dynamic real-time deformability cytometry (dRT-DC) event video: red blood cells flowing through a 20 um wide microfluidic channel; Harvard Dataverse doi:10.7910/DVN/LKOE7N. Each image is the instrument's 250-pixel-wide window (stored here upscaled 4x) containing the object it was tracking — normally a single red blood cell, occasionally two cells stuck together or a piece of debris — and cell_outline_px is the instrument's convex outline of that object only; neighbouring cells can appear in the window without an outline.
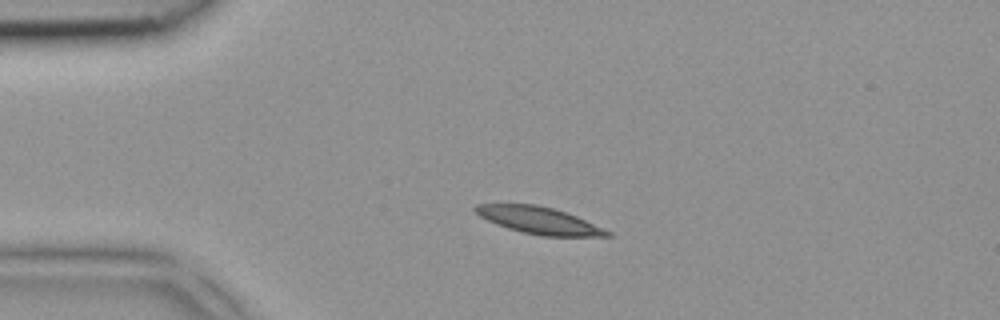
{"species": "common noctule bat (a hibernating species)", "species_latin": "Nyctalus noctula", "temperature_condition": "room temperature", "stored_images_in_passage": 2, "camera_frame_rate_fps": 3000, "um_per_image_px": 0.085, "animal": {"sex": "female", "body_mass_g": 18.4}, "frame": {"image": 1, "passage_image": 1, "time_ms": 0.0, "image_size_px": [1000, 320], "cell_outline_px": [[612, 236], [540, 236], [520, 232], [496, 224], [480, 216], [472, 208], [476, 204], [536, 204], [552, 208], [576, 216], [612, 232]], "centroid_in_image_um": [45.8, 18.74], "position_along_channel_um": 39.2, "area_um2": 20.58}}
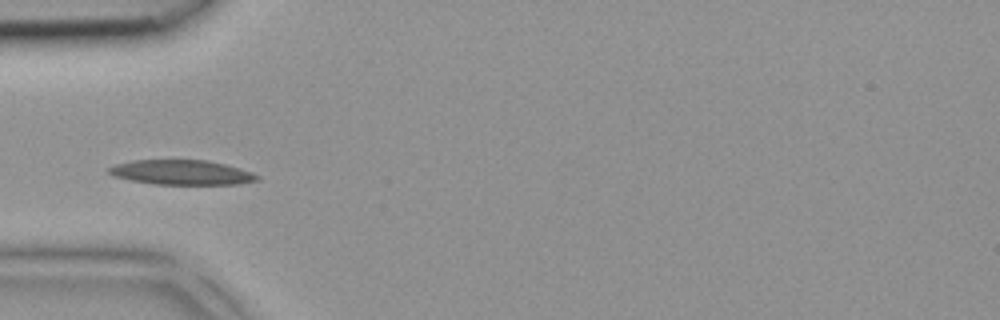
{"frame": {"image": 2, "passage_image": 2, "time_ms": 0.333, "image_size_px": [1000, 320], "cell_outline_px": [[260, 180], [236, 184], [156, 184], [132, 180], [112, 176], [108, 172], [108, 168], [116, 164], [132, 160], [208, 160], [240, 168], [252, 172], [260, 176]], "centroid_in_image_um": [15.45, 14.65], "position_along_channel_um": 69.5, "area_um2": 21.33}}